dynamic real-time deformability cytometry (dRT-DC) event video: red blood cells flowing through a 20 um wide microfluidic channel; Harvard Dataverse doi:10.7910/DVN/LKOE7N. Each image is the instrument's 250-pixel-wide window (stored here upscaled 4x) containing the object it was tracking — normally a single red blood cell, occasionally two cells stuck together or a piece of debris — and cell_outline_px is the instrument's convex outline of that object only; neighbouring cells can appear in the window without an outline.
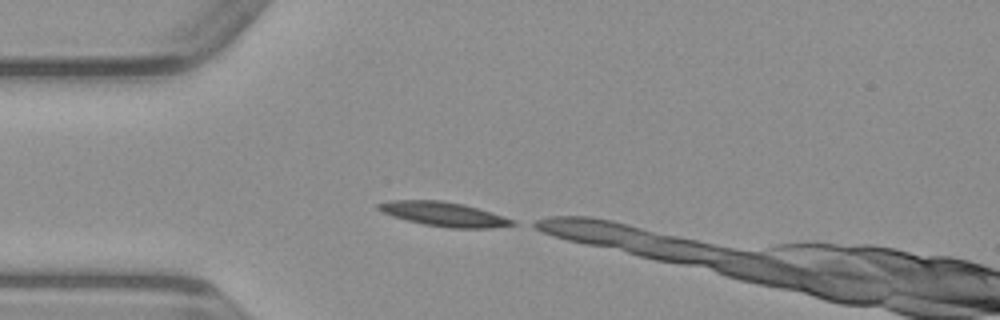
{"species": "common noctule bat (a hibernating species)", "species_latin": "Nyctalus noctula", "temperature_condition": "warm", "stored_images_in_passage": 6, "camera_frame_rate_fps": 3000, "um_per_image_px": 0.085, "animal": {"sex": "male", "body_mass_g": 23.1, "forearm_length_mm": 52.7}, "frame": {"image": 1, "passage_image": 1, "time_ms": 0.0, "image_size_px": [1000, 320], "cell_outline_px": [[516, 224], [492, 228], [448, 228], [424, 224], [392, 216], [376, 208], [376, 204], [392, 200], [440, 200], [464, 204], [492, 212], [516, 220]], "centroid_in_image_um": [37.76, 18.2], "position_along_channel_um": 47.2, "area_um2": 18.96}}